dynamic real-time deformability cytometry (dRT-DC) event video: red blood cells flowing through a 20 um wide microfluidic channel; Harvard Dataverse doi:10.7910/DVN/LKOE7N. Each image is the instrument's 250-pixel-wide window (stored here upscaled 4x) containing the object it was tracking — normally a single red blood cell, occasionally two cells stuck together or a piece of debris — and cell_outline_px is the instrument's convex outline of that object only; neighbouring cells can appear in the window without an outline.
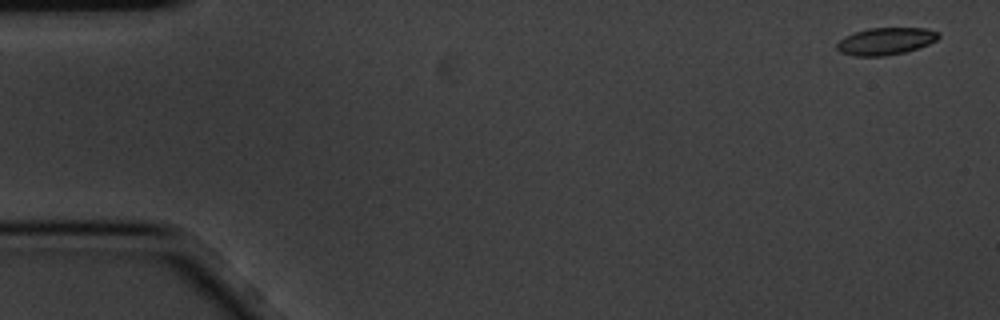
{"species": "common noctule bat (a hibernating species)", "species_latin": "Nyctalus noctula", "temperature_condition": "cold", "stored_images_in_passage": 5, "camera_frame_rate_fps": 3000, "um_per_image_px": 0.085, "animal": {"sex": "male", "body_mass_g": 20.1, "forearm_length_mm": 53.5}, "frame": {"image": 1, "passage_image": 1, "time_ms": 0.0, "image_size_px": [1000, 320], "cell_outline_px": [[940, 36], [936, 40], [928, 44], [904, 52], [884, 56], [852, 56], [840, 52], [836, 48], [836, 44], [844, 36], [868, 28], [924, 28], [940, 32]], "centroid_in_image_um": [75.26, 3.5], "position_along_channel_um": 9.7, "area_um2": 16.07}}
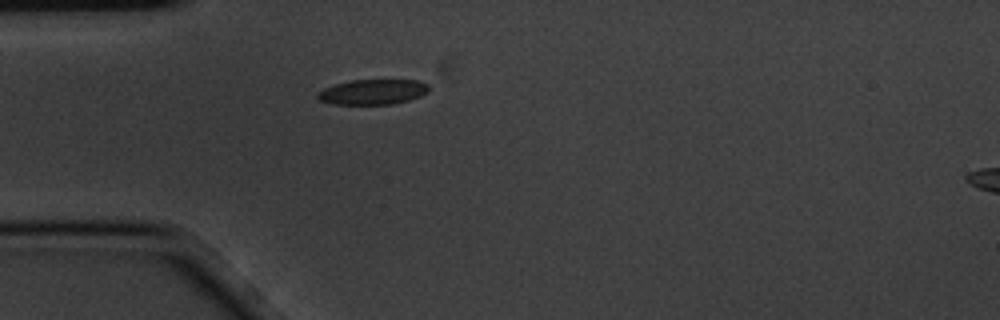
{"frame": {"image": 2, "passage_image": 5, "time_ms": 1.333, "image_size_px": [1000, 320], "cell_outline_px": [[428, 92], [420, 96], [408, 100], [392, 104], [332, 104], [320, 100], [316, 96], [316, 92], [324, 88], [348, 80], [420, 80], [428, 84]], "centroid_in_image_um": [31.67, 7.81], "position_along_channel_um": 53.3, "area_um2": 16.36}}